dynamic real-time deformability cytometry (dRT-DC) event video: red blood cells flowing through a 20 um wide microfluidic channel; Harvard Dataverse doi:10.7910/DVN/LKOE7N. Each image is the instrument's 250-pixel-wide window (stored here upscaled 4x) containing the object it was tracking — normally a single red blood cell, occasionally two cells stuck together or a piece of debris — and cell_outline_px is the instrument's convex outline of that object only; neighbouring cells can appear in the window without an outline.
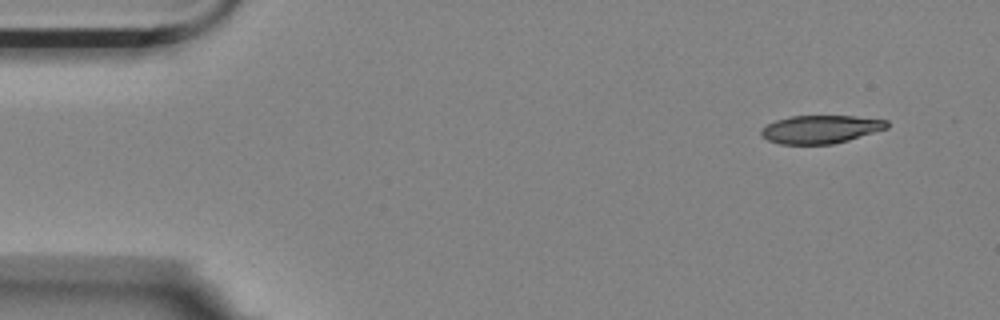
{"species": "Egyptian fruit bat (a non-hibernating species)", "species_latin": "Rousettus aegyptiacus", "temperature_condition": "room temperature", "stored_images_in_passage": 10, "camera_frame_rate_fps": 3000, "um_per_image_px": 0.085, "animal": {"sex": "female"}, "frame": {"image": 1, "passage_image": 1, "time_ms": 0.0, "image_size_px": [1000, 320], "cell_outline_px": [[888, 128], [848, 140], [832, 144], [780, 144], [768, 140], [760, 136], [760, 128], [776, 120], [792, 116], [852, 116], [888, 120]], "centroid_in_image_um": [69.72, 10.99], "position_along_channel_um": 15.3, "area_um2": 20.58}}